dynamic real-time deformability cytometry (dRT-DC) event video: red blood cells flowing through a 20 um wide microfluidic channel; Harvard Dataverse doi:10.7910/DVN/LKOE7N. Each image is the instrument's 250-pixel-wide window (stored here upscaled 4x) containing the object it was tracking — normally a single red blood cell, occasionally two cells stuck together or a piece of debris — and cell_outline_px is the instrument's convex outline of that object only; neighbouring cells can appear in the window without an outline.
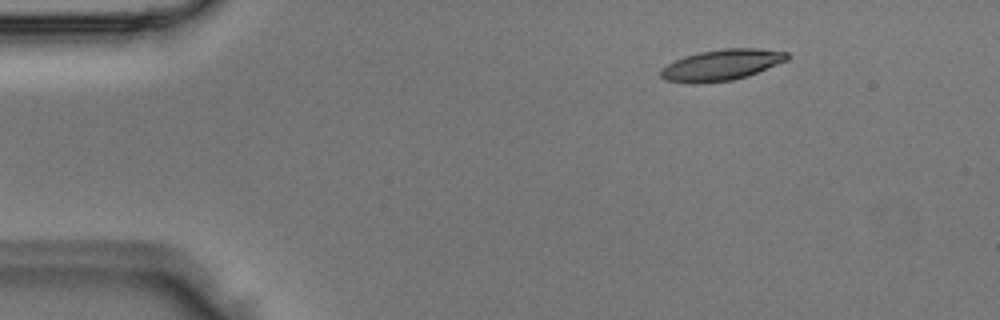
{"species": "Egyptian fruit bat (a non-hibernating species)", "species_latin": "Rousettus aegyptiacus", "temperature_condition": "room temperature", "stored_images_in_passage": 3, "camera_frame_rate_fps": 3000, "um_per_image_px": 0.085, "animal": {"sex": "male"}, "frame": {"image": 1, "passage_image": 2, "time_ms": 0.333, "image_size_px": [1000, 320], "cell_outline_px": [[788, 60], [748, 76], [732, 80], [700, 84], [692, 84], [664, 80], [660, 76], [660, 68], [684, 56], [700, 52], [724, 48], [756, 48], [788, 52]], "centroid_in_image_um": [61.3, 5.53], "position_along_channel_um": 23.7, "area_um2": 23.0}}